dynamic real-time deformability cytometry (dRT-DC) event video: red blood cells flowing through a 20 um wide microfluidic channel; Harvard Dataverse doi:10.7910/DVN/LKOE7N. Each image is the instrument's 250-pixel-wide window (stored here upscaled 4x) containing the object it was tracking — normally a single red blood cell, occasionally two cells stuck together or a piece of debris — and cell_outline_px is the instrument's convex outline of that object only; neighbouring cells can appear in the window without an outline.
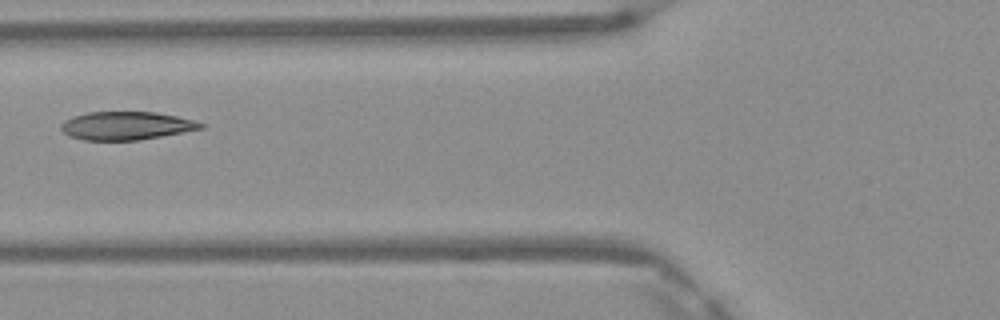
{"species": "Egyptian fruit bat (a non-hibernating species)", "species_latin": "Rousettus aegyptiacus", "temperature_condition": "warm", "stored_images_in_passage": 5, "camera_frame_rate_fps": 3000, "um_per_image_px": 0.085, "frame": {"image": 1, "passage_image": 4, "time_ms": 1.0, "image_size_px": [1000, 320], "cell_outline_px": [[204, 128], [160, 136], [136, 140], [84, 140], [68, 136], [60, 128], [60, 124], [64, 120], [72, 116], [88, 112], [156, 112], [176, 116], [192, 120], [204, 124]], "centroid_in_image_um": [10.67, 10.68], "position_along_channel_um": 115.1, "area_um2": 22.83}}
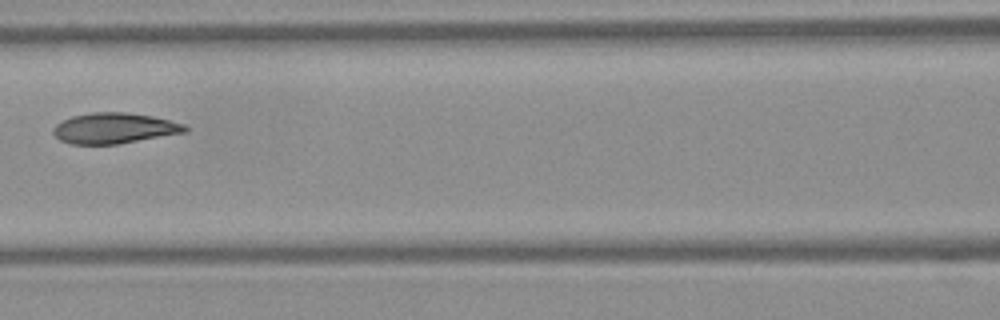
{"frame": {"image": 2, "passage_image": 5, "time_ms": 1.333, "image_size_px": [1000, 320], "cell_outline_px": [[188, 128], [184, 132], [116, 144], [72, 144], [60, 140], [52, 132], [52, 128], [56, 124], [72, 116], [92, 112], [128, 112], [152, 116], [184, 124]], "centroid_in_image_um": [9.67, 10.89], "position_along_channel_um": 156.9, "area_um2": 23.24}}